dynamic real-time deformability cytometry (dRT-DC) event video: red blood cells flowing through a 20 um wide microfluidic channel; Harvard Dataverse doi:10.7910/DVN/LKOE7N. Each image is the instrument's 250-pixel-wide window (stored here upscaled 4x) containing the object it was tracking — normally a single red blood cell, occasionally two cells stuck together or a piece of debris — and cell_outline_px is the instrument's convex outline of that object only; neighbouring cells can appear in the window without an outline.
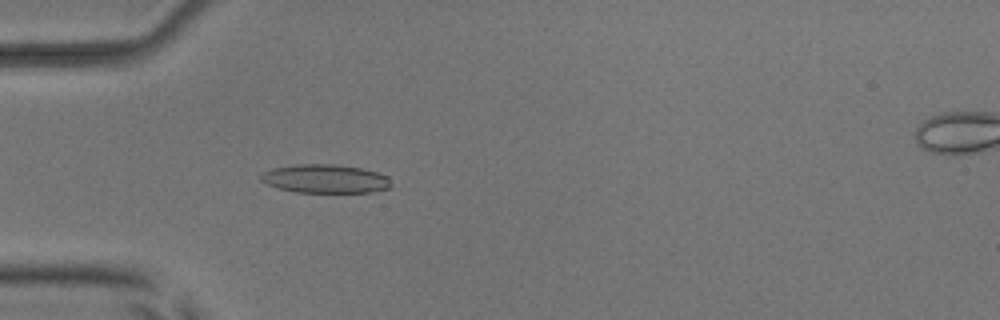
{"species": "common noctule bat (a hibernating species)", "species_latin": "Nyctalus noctula", "temperature_condition": "room temperature", "stored_images_in_passage": 4, "camera_frame_rate_fps": 3000, "um_per_image_px": 0.085, "animal": {"sex": "male", "body_mass_g": 17.9, "forearm_length_mm": 54.2}, "frame": {"image": 1, "passage_image": 3, "time_ms": 2.333, "image_size_px": [1000, 320], "cell_outline_px": [[392, 184], [388, 188], [368, 192], [296, 192], [280, 188], [268, 184], [260, 180], [260, 176], [264, 172], [272, 168], [296, 164], [332, 164], [360, 168], [376, 172], [388, 176]], "centroid_in_image_um": [27.64, 15.19], "position_along_channel_um": 57.4, "area_um2": 21.5}}